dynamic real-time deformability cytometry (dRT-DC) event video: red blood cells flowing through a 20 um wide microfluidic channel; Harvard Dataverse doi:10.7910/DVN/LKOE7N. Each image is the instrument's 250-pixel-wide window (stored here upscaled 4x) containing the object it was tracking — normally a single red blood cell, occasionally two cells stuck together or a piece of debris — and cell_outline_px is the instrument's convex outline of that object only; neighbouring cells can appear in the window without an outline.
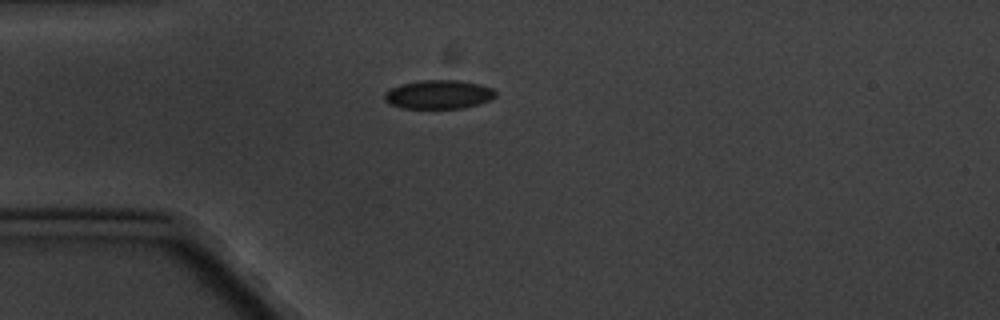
{"species": "common noctule bat (a hibernating species)", "species_latin": "Nyctalus noctula", "temperature_condition": "cold", "stored_images_in_passage": 9, "camera_frame_rate_fps": 3000, "um_per_image_px": 0.085, "animal": {"sex": "male", "body_mass_g": 20.1, "forearm_length_mm": 53.5}, "frame": {"image": 1, "passage_image": 1, "time_ms": 0.0, "image_size_px": [1000, 320], "cell_outline_px": [[496, 96], [488, 100], [464, 108], [400, 108], [388, 104], [384, 100], [384, 92], [400, 84], [420, 80], [460, 80], [480, 84], [492, 88], [496, 92]], "centroid_in_image_um": [37.24, 8.02], "position_along_channel_um": 47.8, "area_um2": 18.73}}
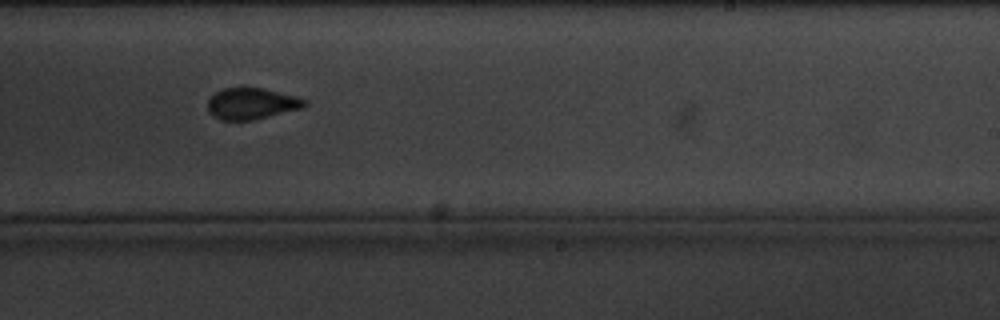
{"frame": {"image": 2, "passage_image": 7, "time_ms": 7.0, "image_size_px": [1000, 320], "cell_outline_px": [[308, 104], [304, 108], [252, 120], [220, 120], [212, 116], [208, 112], [208, 100], [216, 92], [224, 88], [264, 88], [296, 96], [308, 100]], "centroid_in_image_um": [21.41, 8.81], "position_along_channel_um": 267.6, "area_um2": 17.8}}
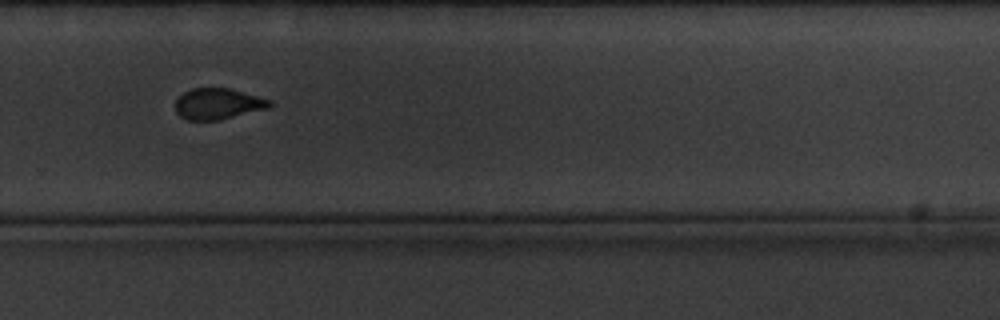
{"frame": {"image": 3, "passage_image": 8, "time_ms": 8.333, "image_size_px": [1000, 320], "cell_outline_px": [[272, 104], [268, 108], [220, 120], [188, 120], [180, 116], [176, 112], [176, 100], [184, 92], [192, 88], [228, 88], [272, 100]], "centroid_in_image_um": [18.52, 8.83], "position_along_channel_um": 311.3, "area_um2": 16.94}}